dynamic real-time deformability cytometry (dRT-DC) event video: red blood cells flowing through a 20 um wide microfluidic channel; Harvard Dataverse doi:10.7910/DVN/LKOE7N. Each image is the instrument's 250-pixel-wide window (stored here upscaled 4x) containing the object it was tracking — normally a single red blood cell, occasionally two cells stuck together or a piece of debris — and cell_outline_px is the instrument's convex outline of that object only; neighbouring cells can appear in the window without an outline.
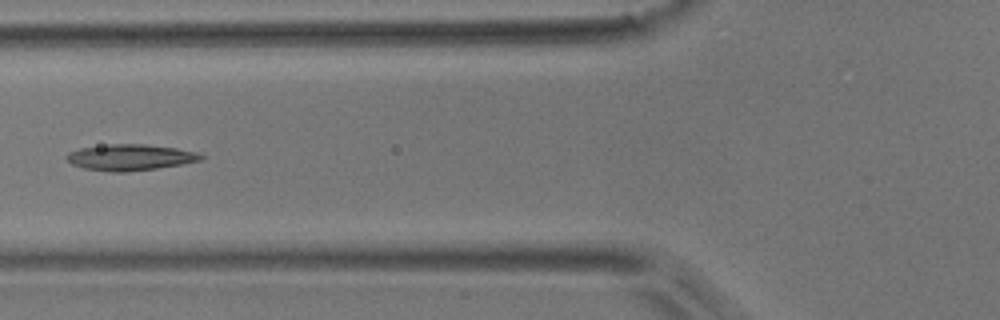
{"species": "common noctule bat (a hibernating species)", "species_latin": "Nyctalus noctula", "temperature_condition": "room temperature", "stored_images_in_passage": 6, "camera_frame_rate_fps": 3000, "um_per_image_px": 0.085, "animal": {"sex": "male", "body_mass_g": 17.9}, "frame": {"image": 1, "passage_image": 6, "time_ms": 6.0, "image_size_px": [1000, 320], "cell_outline_px": [[204, 160], [156, 168], [128, 172], [112, 172], [84, 168], [72, 164], [64, 156], [68, 152], [80, 148], [108, 144], [144, 144], [176, 148], [196, 152], [204, 156]], "centroid_in_image_um": [11.05, 13.37], "position_along_channel_um": 114.7, "area_um2": 20.4}}